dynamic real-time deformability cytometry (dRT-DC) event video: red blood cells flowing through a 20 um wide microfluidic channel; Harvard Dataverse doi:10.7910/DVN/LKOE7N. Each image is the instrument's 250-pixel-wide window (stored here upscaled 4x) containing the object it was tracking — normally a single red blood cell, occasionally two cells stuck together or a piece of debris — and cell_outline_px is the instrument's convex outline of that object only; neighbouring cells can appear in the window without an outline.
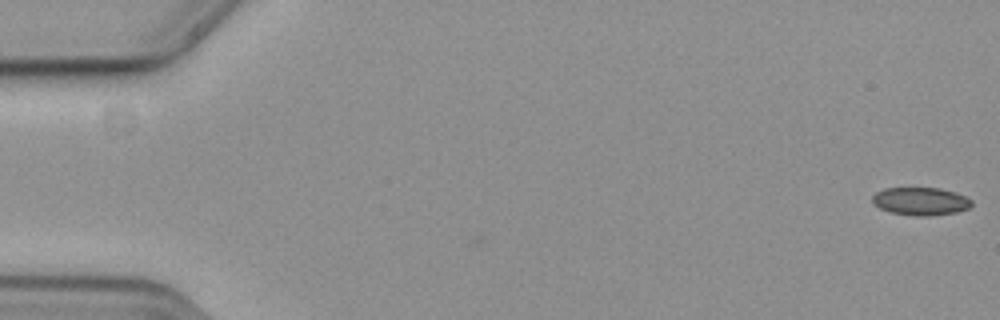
{"species": "common noctule bat (a hibernating species)", "species_latin": "Nyctalus noctula", "temperature_condition": "cold", "stored_images_in_passage": 2, "camera_frame_rate_fps": 3000, "um_per_image_px": 0.085, "animal": {"sex": "female", "body_mass_g": 19.3, "forearm_length_mm": 54.1}, "frame": {"image": 1, "passage_image": 2, "time_ms": 0.333, "image_size_px": [1000, 320], "cell_outline_px": [[972, 204], [968, 208], [956, 212], [928, 216], [912, 216], [892, 212], [880, 208], [872, 204], [872, 196], [876, 192], [884, 188], [940, 188], [964, 196], [972, 200]], "centroid_in_image_um": [78.21, 17.11], "position_along_channel_um": 6.8, "area_um2": 16.07}}